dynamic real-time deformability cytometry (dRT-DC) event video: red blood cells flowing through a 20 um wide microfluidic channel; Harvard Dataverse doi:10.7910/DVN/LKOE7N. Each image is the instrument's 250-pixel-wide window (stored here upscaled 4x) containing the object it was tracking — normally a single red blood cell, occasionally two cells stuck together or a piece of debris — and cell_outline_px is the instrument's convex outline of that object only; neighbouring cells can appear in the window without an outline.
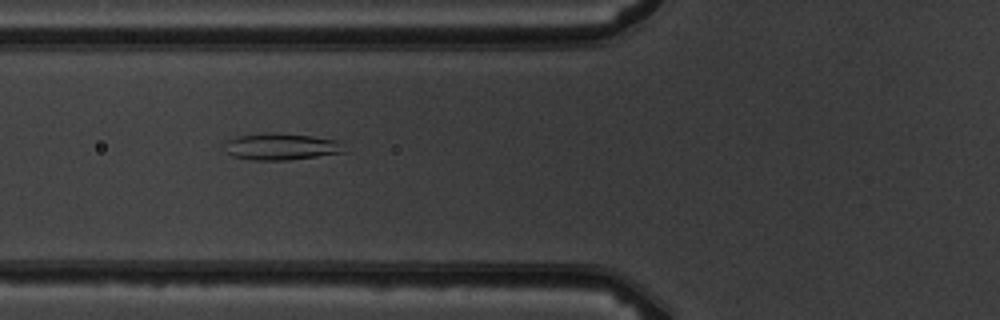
{"species": "common noctule bat (a hibernating species)", "species_latin": "Nyctalus noctula", "temperature_condition": "warm", "stored_images_in_passage": 8, "camera_frame_rate_fps": 3000, "um_per_image_px": 0.085, "animal": {"sex": "male", "body_mass_g": 19.5, "forearm_length_mm": 54.6}, "frame": {"image": 1, "passage_image": 6, "time_ms": 5.667, "image_size_px": [1000, 320], "cell_outline_px": [[348, 152], [288, 160], [252, 160], [232, 156], [228, 152], [224, 144], [228, 140], [236, 136], [264, 132], [268, 132], [312, 136], [336, 140]], "centroid_in_image_um": [23.89, 12.46], "position_along_channel_um": 101.9, "area_um2": 18.61}}